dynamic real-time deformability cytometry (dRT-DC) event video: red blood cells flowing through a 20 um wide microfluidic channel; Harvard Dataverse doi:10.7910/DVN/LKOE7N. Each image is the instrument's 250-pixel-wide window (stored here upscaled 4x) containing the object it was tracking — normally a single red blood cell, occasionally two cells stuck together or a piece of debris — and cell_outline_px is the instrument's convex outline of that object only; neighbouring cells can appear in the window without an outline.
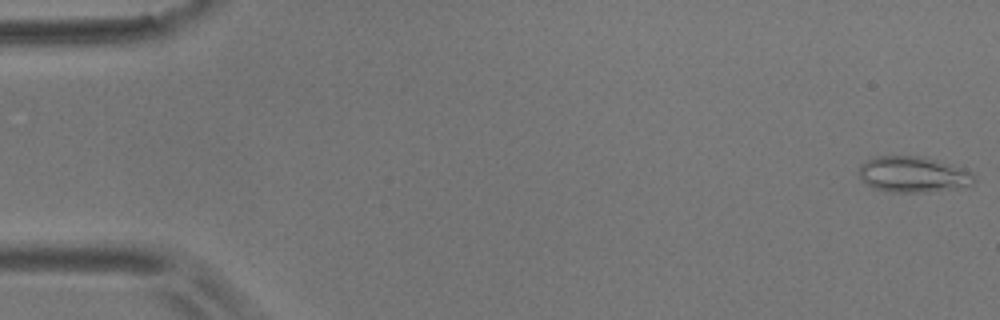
{"species": "common noctule bat (a hibernating species)", "species_latin": "Nyctalus noctula", "temperature_condition": "room temperature", "stored_images_in_passage": 7, "camera_frame_rate_fps": 3000, "um_per_image_px": 0.085, "animal": {"sex": "male", "body_mass_g": 17.9}, "frame": {"image": 1, "passage_image": 1, "time_ms": 0.0, "image_size_px": [1000, 320], "cell_outline_px": [[976, 180], [972, 184], [956, 188], [924, 192], [892, 192], [872, 188], [860, 180], [856, 172], [860, 164], [876, 156], [924, 156], [972, 172], [976, 176]], "centroid_in_image_um": [77.55, 14.83], "position_along_channel_um": 7.5, "area_um2": 24.22}}
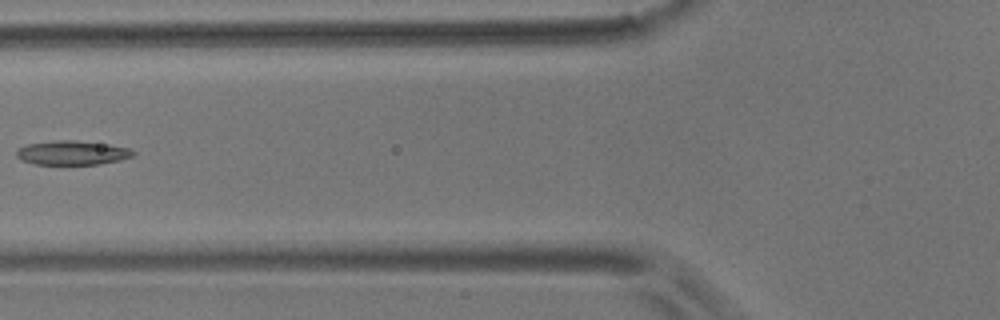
{"frame": {"image": 2, "passage_image": 6, "time_ms": 1.667, "image_size_px": [1000, 320], "cell_outline_px": [[136, 152], [132, 156], [120, 160], [100, 164], [32, 164], [16, 156], [16, 148], [28, 144], [52, 140], [76, 140], [108, 144], [128, 148]], "centroid_in_image_um": [6.12, 12.98], "position_along_channel_um": 119.7, "area_um2": 16.47}}
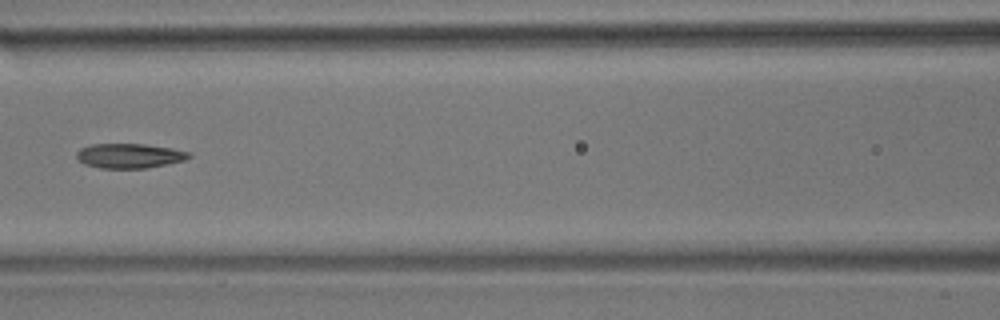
{"frame": {"image": 3, "passage_image": 7, "time_ms": 2.0, "image_size_px": [1000, 320], "cell_outline_px": [[192, 156], [184, 160], [168, 164], [144, 168], [100, 168], [84, 164], [76, 156], [76, 152], [80, 148], [92, 144], [144, 144], [172, 148], [188, 152]], "centroid_in_image_um": [10.99, 13.24], "position_along_channel_um": 155.6, "area_um2": 16.07}}